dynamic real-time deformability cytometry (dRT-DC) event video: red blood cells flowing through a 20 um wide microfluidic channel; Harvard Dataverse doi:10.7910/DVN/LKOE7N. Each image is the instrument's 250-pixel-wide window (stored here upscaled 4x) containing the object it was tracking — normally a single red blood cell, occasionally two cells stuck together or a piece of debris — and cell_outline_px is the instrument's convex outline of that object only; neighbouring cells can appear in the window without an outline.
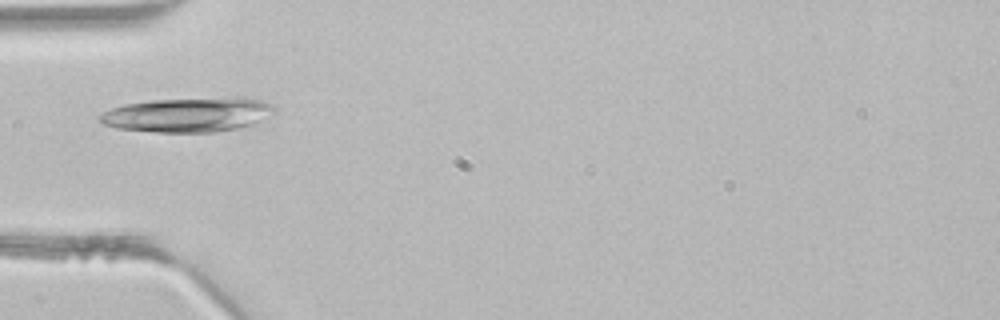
{"species": "common noctule bat (a hibernating species)", "species_latin": "Nyctalus noctula", "temperature_condition": "room temperature", "stored_images_in_passage": 2, "camera_frame_rate_fps": 3000, "um_per_image_px": 0.085, "animal": {"sex": "male", "body_mass_g": 21.5, "forearm_length_mm": 52.0}, "frame": {"image": 1, "passage_image": 2, "time_ms": 0.333, "image_size_px": [1000, 320], "cell_outline_px": [[276, 112], [252, 124], [236, 128], [216, 132], [156, 132], [116, 128], [104, 124], [96, 120], [104, 112], [112, 108], [124, 104], [152, 100], [236, 96], [244, 96], [264, 100], [272, 104], [276, 108]], "centroid_in_image_um": [16.03, 9.73], "position_along_channel_um": 69.0, "area_um2": 35.55}}